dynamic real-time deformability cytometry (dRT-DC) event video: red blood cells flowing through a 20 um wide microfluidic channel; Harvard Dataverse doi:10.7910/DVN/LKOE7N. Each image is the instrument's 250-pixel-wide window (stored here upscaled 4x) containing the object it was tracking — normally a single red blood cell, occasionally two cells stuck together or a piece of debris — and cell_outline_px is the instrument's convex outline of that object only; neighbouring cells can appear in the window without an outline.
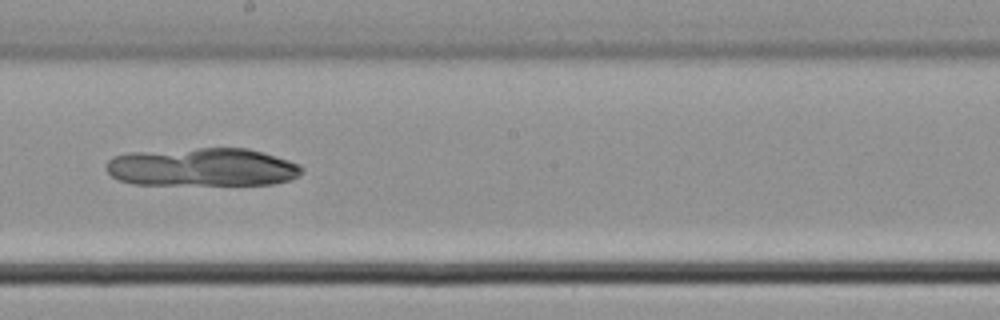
{"species": "common noctule bat (a hibernating species)", "species_latin": "Nyctalus noctula", "temperature_condition": "cold", "stored_images_in_passage": 33, "camera_frame_rate_fps": 3000, "um_per_image_px": 0.085, "animal": {"sex": "male", "body_mass_g": 21.5, "forearm_length_mm": 52.0}, "frame": {"image": 1, "passage_image": 19, "time_ms": 6.0, "image_size_px": [1000, 320], "cell_outline_px": [[304, 168], [300, 176], [288, 180], [272, 184], [132, 184], [120, 180], [112, 176], [104, 168], [104, 164], [112, 156], [128, 152], [196, 148], [248, 148], [264, 152], [300, 164]], "centroid_in_image_um": [17.17, 14.19], "position_along_channel_um": 231.0, "area_um2": 43.99}}